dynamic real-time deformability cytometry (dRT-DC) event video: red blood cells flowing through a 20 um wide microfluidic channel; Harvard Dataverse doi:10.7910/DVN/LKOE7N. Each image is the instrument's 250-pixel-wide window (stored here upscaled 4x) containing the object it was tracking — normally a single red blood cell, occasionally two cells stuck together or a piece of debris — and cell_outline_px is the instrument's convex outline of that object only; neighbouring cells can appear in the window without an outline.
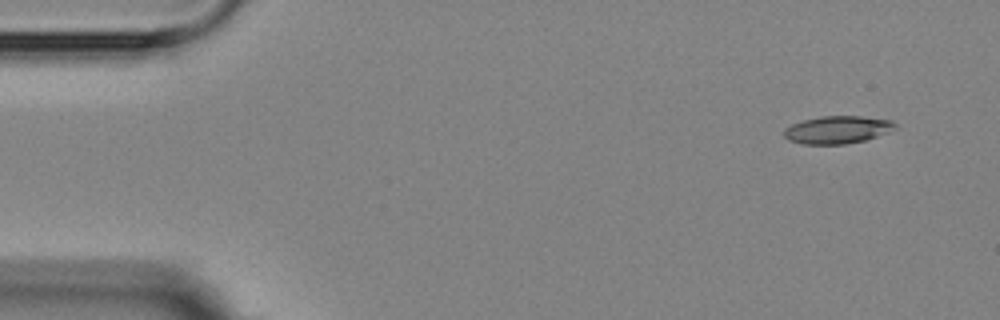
{"species": "Egyptian fruit bat (a non-hibernating species)", "species_latin": "Rousettus aegyptiacus", "temperature_condition": "room temperature", "stored_images_in_passage": 4, "camera_frame_rate_fps": 3000, "um_per_image_px": 0.085, "animal": {"sex": "female"}, "frame": {"image": 1, "passage_image": 1, "time_ms": 0.0, "image_size_px": [1000, 320], "cell_outline_px": [[896, 124], [888, 132], [864, 140], [844, 144], [804, 144], [788, 140], [784, 136], [784, 128], [792, 124], [804, 120], [820, 116], [860, 116], [892, 120]], "centroid_in_image_um": [71.14, 11.02], "position_along_channel_um": 13.9, "area_um2": 17.69}}
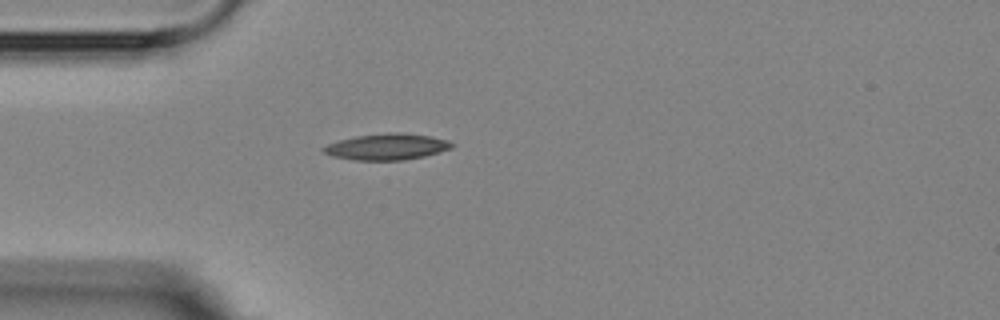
{"frame": {"image": 2, "passage_image": 4, "time_ms": 3.667, "image_size_px": [1000, 320], "cell_outline_px": [[456, 144], [452, 148], [440, 152], [424, 156], [404, 160], [352, 160], [332, 156], [324, 152], [320, 148], [328, 144], [340, 140], [356, 136], [388, 132], [400, 132], [428, 136], [448, 140]], "centroid_in_image_um": [32.9, 12.47], "position_along_channel_um": 52.1, "area_um2": 19.65}}